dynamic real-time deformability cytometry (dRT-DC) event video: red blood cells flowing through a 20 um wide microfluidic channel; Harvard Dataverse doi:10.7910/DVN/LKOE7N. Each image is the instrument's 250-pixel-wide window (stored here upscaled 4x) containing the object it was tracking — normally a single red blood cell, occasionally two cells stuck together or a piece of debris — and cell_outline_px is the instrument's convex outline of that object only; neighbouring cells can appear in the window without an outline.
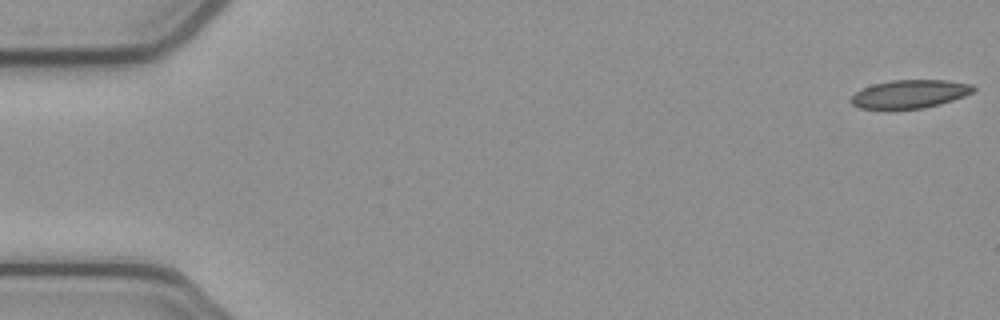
{"species": "common noctule bat (a hibernating species)", "species_latin": "Nyctalus noctula", "temperature_condition": "cold", "stored_images_in_passage": 46, "camera_frame_rate_fps": 3000, "um_per_image_px": 0.085, "animal": {"sex": "female", "body_mass_g": 21.9}, "frame": {"image": 1, "passage_image": 1, "time_ms": 0.0, "image_size_px": [1000, 320], "cell_outline_px": [[976, 88], [972, 92], [964, 96], [940, 104], [924, 108], [896, 112], [888, 112], [860, 108], [852, 104], [848, 100], [856, 92], [872, 84], [892, 80], [948, 80], [972, 84]], "centroid_in_image_um": [77.27, 8.04], "position_along_channel_um": 7.7, "area_um2": 21.04}}
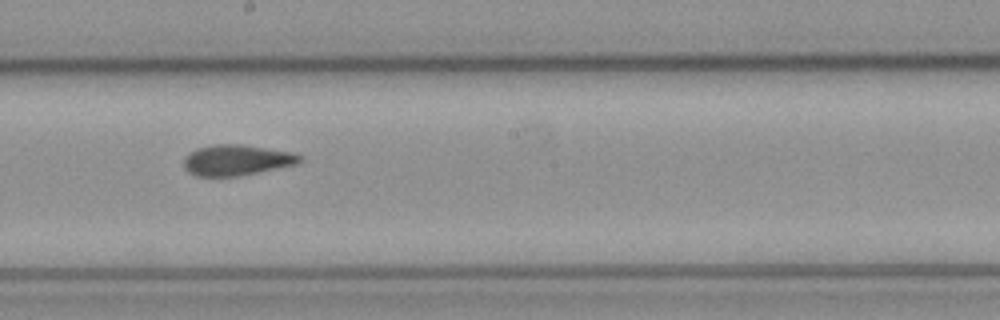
{"frame": {"image": 2, "passage_image": 29, "time_ms": 9.333, "image_size_px": [1000, 320], "cell_outline_px": [[304, 156], [300, 164], [240, 176], [196, 176], [188, 172], [184, 168], [184, 156], [196, 148], [216, 144], [244, 144], [292, 152]], "centroid_in_image_um": [20.15, 13.61], "position_along_channel_um": 228.0, "area_um2": 21.15}}
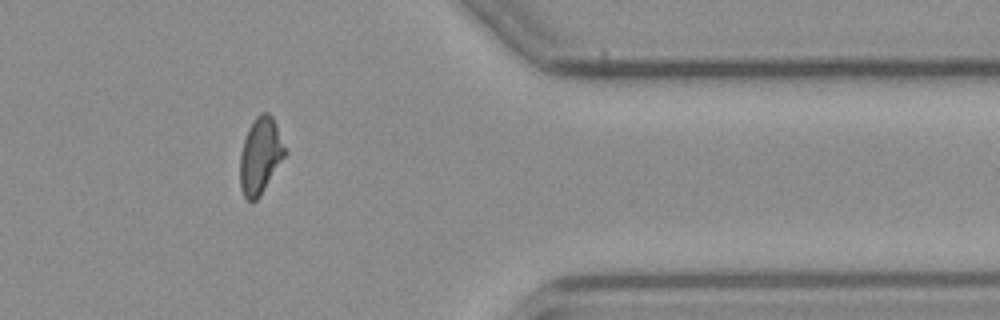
{"frame": {"image": 3, "passage_image": 43, "time_ms": 14.0, "image_size_px": [1000, 320], "cell_outline_px": [[288, 152], [260, 196], [252, 204], [244, 196], [240, 188], [240, 156], [244, 140], [248, 128], [256, 116], [260, 112], [268, 112], [272, 116], [276, 124]], "centroid_in_image_um": [22.14, 13.24], "position_along_channel_um": 389.3, "area_um2": 20.17}}